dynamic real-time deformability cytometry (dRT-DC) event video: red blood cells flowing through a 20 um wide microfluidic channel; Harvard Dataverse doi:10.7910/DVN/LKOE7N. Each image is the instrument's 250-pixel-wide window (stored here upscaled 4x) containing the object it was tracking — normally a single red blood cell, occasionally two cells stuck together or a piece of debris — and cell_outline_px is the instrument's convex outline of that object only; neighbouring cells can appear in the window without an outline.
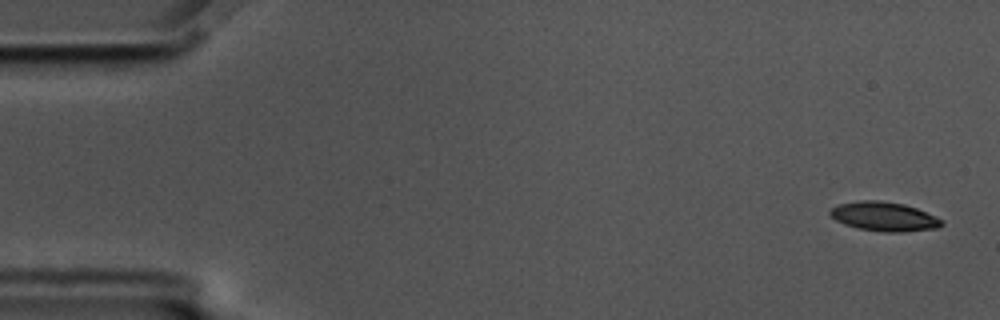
{"species": "common noctule bat (a hibernating species)", "species_latin": "Nyctalus noctula", "temperature_condition": "cold", "stored_images_in_passage": 13, "camera_frame_rate_fps": 3000, "um_per_image_px": 0.085, "animal": {"sex": "male", "body_mass_g": 17.5, "forearm_length_mm": 52.3}, "frame": {"image": 1, "passage_image": 2, "time_ms": 0.333, "image_size_px": [1000, 320], "cell_outline_px": [[944, 224], [936, 228], [900, 232], [884, 232], [856, 228], [844, 224], [836, 220], [828, 212], [832, 208], [840, 204], [860, 200], [880, 200], [904, 204], [916, 208], [936, 216], [944, 220]], "centroid_in_image_um": [75.16, 18.4], "position_along_channel_um": 9.8, "area_um2": 18.96}}